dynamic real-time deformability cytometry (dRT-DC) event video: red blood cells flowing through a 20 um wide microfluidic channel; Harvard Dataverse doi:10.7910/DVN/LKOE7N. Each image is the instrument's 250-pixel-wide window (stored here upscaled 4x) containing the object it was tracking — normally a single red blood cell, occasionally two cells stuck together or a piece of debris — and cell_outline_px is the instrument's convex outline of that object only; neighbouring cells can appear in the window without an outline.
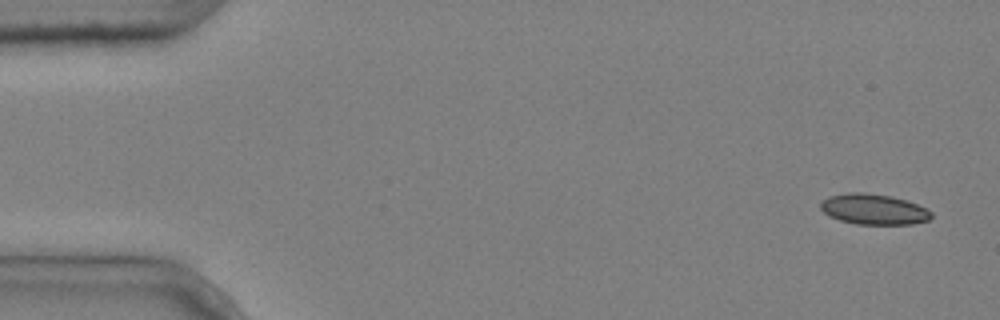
{"species": "common noctule bat (a hibernating species)", "species_latin": "Nyctalus noctula", "temperature_condition": "cold", "stored_images_in_passage": 6, "camera_frame_rate_fps": 3000, "um_per_image_px": 0.085, "animal": {"sex": "male", "body_mass_g": 20.4}, "frame": {"image": 1, "passage_image": 1, "time_ms": 0.0, "image_size_px": [1000, 320], "cell_outline_px": [[932, 216], [928, 220], [912, 224], [856, 224], [840, 220], [828, 216], [820, 208], [820, 204], [828, 196], [848, 192], [864, 192], [892, 196], [908, 200], [928, 208], [932, 212]], "centroid_in_image_um": [74.28, 17.78], "position_along_channel_um": 10.7, "area_um2": 19.94}}
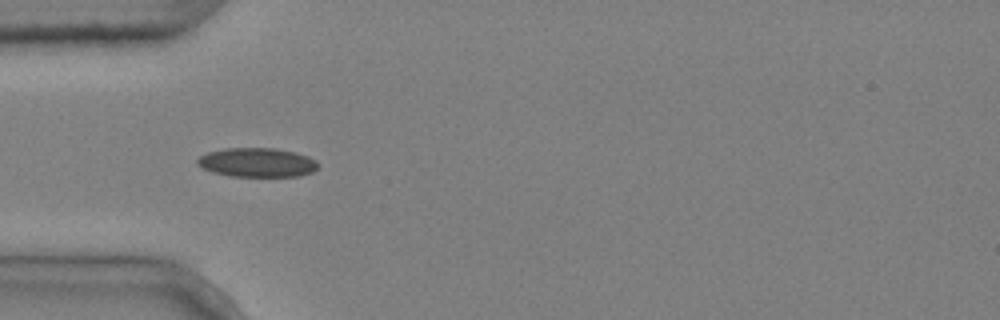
{"frame": {"image": 2, "passage_image": 5, "time_ms": 1.333, "image_size_px": [1000, 320], "cell_outline_px": [[316, 168], [312, 172], [300, 176], [228, 176], [212, 172], [196, 164], [196, 160], [200, 156], [208, 152], [224, 148], [276, 148], [296, 152], [308, 156], [316, 160]], "centroid_in_image_um": [21.83, 13.8], "position_along_channel_um": 63.2, "area_um2": 20.52}}